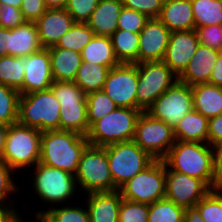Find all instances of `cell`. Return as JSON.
Segmentation results:
<instances>
[{
	"label": "cell",
	"instance_id": "cell-44",
	"mask_svg": "<svg viewBox=\"0 0 222 222\" xmlns=\"http://www.w3.org/2000/svg\"><path fill=\"white\" fill-rule=\"evenodd\" d=\"M122 3L123 7L143 13L148 18H158L164 0H122Z\"/></svg>",
	"mask_w": 222,
	"mask_h": 222
},
{
	"label": "cell",
	"instance_id": "cell-52",
	"mask_svg": "<svg viewBox=\"0 0 222 222\" xmlns=\"http://www.w3.org/2000/svg\"><path fill=\"white\" fill-rule=\"evenodd\" d=\"M9 55V29L0 27V57Z\"/></svg>",
	"mask_w": 222,
	"mask_h": 222
},
{
	"label": "cell",
	"instance_id": "cell-40",
	"mask_svg": "<svg viewBox=\"0 0 222 222\" xmlns=\"http://www.w3.org/2000/svg\"><path fill=\"white\" fill-rule=\"evenodd\" d=\"M149 204L136 203L122 198L118 221L119 222H148Z\"/></svg>",
	"mask_w": 222,
	"mask_h": 222
},
{
	"label": "cell",
	"instance_id": "cell-1",
	"mask_svg": "<svg viewBox=\"0 0 222 222\" xmlns=\"http://www.w3.org/2000/svg\"><path fill=\"white\" fill-rule=\"evenodd\" d=\"M88 145L86 136L72 131H44L41 133L39 162L75 176L81 155Z\"/></svg>",
	"mask_w": 222,
	"mask_h": 222
},
{
	"label": "cell",
	"instance_id": "cell-37",
	"mask_svg": "<svg viewBox=\"0 0 222 222\" xmlns=\"http://www.w3.org/2000/svg\"><path fill=\"white\" fill-rule=\"evenodd\" d=\"M50 89L60 106L87 105L86 94L74 81H54Z\"/></svg>",
	"mask_w": 222,
	"mask_h": 222
},
{
	"label": "cell",
	"instance_id": "cell-2",
	"mask_svg": "<svg viewBox=\"0 0 222 222\" xmlns=\"http://www.w3.org/2000/svg\"><path fill=\"white\" fill-rule=\"evenodd\" d=\"M163 161L171 170L198 178L214 189L213 148L208 143L176 140Z\"/></svg>",
	"mask_w": 222,
	"mask_h": 222
},
{
	"label": "cell",
	"instance_id": "cell-46",
	"mask_svg": "<svg viewBox=\"0 0 222 222\" xmlns=\"http://www.w3.org/2000/svg\"><path fill=\"white\" fill-rule=\"evenodd\" d=\"M26 22L20 8L13 7L9 4L0 5V27L14 29Z\"/></svg>",
	"mask_w": 222,
	"mask_h": 222
},
{
	"label": "cell",
	"instance_id": "cell-28",
	"mask_svg": "<svg viewBox=\"0 0 222 222\" xmlns=\"http://www.w3.org/2000/svg\"><path fill=\"white\" fill-rule=\"evenodd\" d=\"M110 38L120 63L138 64L139 33L117 29Z\"/></svg>",
	"mask_w": 222,
	"mask_h": 222
},
{
	"label": "cell",
	"instance_id": "cell-5",
	"mask_svg": "<svg viewBox=\"0 0 222 222\" xmlns=\"http://www.w3.org/2000/svg\"><path fill=\"white\" fill-rule=\"evenodd\" d=\"M41 133L19 123L10 125L1 160L16 173L20 169L34 167L40 159Z\"/></svg>",
	"mask_w": 222,
	"mask_h": 222
},
{
	"label": "cell",
	"instance_id": "cell-20",
	"mask_svg": "<svg viewBox=\"0 0 222 222\" xmlns=\"http://www.w3.org/2000/svg\"><path fill=\"white\" fill-rule=\"evenodd\" d=\"M86 204L89 211V222H119L118 214L121 204L119 190L93 192L88 195Z\"/></svg>",
	"mask_w": 222,
	"mask_h": 222
},
{
	"label": "cell",
	"instance_id": "cell-34",
	"mask_svg": "<svg viewBox=\"0 0 222 222\" xmlns=\"http://www.w3.org/2000/svg\"><path fill=\"white\" fill-rule=\"evenodd\" d=\"M93 36V30L86 23H74L70 30L59 39L57 44L49 48H63L81 53Z\"/></svg>",
	"mask_w": 222,
	"mask_h": 222
},
{
	"label": "cell",
	"instance_id": "cell-32",
	"mask_svg": "<svg viewBox=\"0 0 222 222\" xmlns=\"http://www.w3.org/2000/svg\"><path fill=\"white\" fill-rule=\"evenodd\" d=\"M60 108V130L86 136L90 129L87 119V105L60 106Z\"/></svg>",
	"mask_w": 222,
	"mask_h": 222
},
{
	"label": "cell",
	"instance_id": "cell-6",
	"mask_svg": "<svg viewBox=\"0 0 222 222\" xmlns=\"http://www.w3.org/2000/svg\"><path fill=\"white\" fill-rule=\"evenodd\" d=\"M33 173L35 176H32L34 182L33 188L35 191V196L45 204H51L50 208L53 205L60 207V205L73 199V196L77 194L76 189V178L73 174L58 169L49 167L42 163H37L33 167Z\"/></svg>",
	"mask_w": 222,
	"mask_h": 222
},
{
	"label": "cell",
	"instance_id": "cell-49",
	"mask_svg": "<svg viewBox=\"0 0 222 222\" xmlns=\"http://www.w3.org/2000/svg\"><path fill=\"white\" fill-rule=\"evenodd\" d=\"M212 148L214 189H222V144Z\"/></svg>",
	"mask_w": 222,
	"mask_h": 222
},
{
	"label": "cell",
	"instance_id": "cell-48",
	"mask_svg": "<svg viewBox=\"0 0 222 222\" xmlns=\"http://www.w3.org/2000/svg\"><path fill=\"white\" fill-rule=\"evenodd\" d=\"M207 143L211 147L222 144V114L209 118Z\"/></svg>",
	"mask_w": 222,
	"mask_h": 222
},
{
	"label": "cell",
	"instance_id": "cell-38",
	"mask_svg": "<svg viewBox=\"0 0 222 222\" xmlns=\"http://www.w3.org/2000/svg\"><path fill=\"white\" fill-rule=\"evenodd\" d=\"M89 127L97 120L117 109V105L102 90L86 94Z\"/></svg>",
	"mask_w": 222,
	"mask_h": 222
},
{
	"label": "cell",
	"instance_id": "cell-4",
	"mask_svg": "<svg viewBox=\"0 0 222 222\" xmlns=\"http://www.w3.org/2000/svg\"><path fill=\"white\" fill-rule=\"evenodd\" d=\"M141 113L140 109L135 108H117L110 112L90 126L86 135L89 145L105 147L133 140Z\"/></svg>",
	"mask_w": 222,
	"mask_h": 222
},
{
	"label": "cell",
	"instance_id": "cell-26",
	"mask_svg": "<svg viewBox=\"0 0 222 222\" xmlns=\"http://www.w3.org/2000/svg\"><path fill=\"white\" fill-rule=\"evenodd\" d=\"M208 121L194 109L189 111L174 128L175 140L207 143Z\"/></svg>",
	"mask_w": 222,
	"mask_h": 222
},
{
	"label": "cell",
	"instance_id": "cell-18",
	"mask_svg": "<svg viewBox=\"0 0 222 222\" xmlns=\"http://www.w3.org/2000/svg\"><path fill=\"white\" fill-rule=\"evenodd\" d=\"M74 23L72 16L65 8L47 9L35 22L41 46L43 48L55 46Z\"/></svg>",
	"mask_w": 222,
	"mask_h": 222
},
{
	"label": "cell",
	"instance_id": "cell-29",
	"mask_svg": "<svg viewBox=\"0 0 222 222\" xmlns=\"http://www.w3.org/2000/svg\"><path fill=\"white\" fill-rule=\"evenodd\" d=\"M110 68L93 63H81L74 82L85 94L101 91Z\"/></svg>",
	"mask_w": 222,
	"mask_h": 222
},
{
	"label": "cell",
	"instance_id": "cell-56",
	"mask_svg": "<svg viewBox=\"0 0 222 222\" xmlns=\"http://www.w3.org/2000/svg\"><path fill=\"white\" fill-rule=\"evenodd\" d=\"M9 4L13 7L20 8L22 0H0V5Z\"/></svg>",
	"mask_w": 222,
	"mask_h": 222
},
{
	"label": "cell",
	"instance_id": "cell-45",
	"mask_svg": "<svg viewBox=\"0 0 222 222\" xmlns=\"http://www.w3.org/2000/svg\"><path fill=\"white\" fill-rule=\"evenodd\" d=\"M196 32L200 44L222 50L221 25L198 27Z\"/></svg>",
	"mask_w": 222,
	"mask_h": 222
},
{
	"label": "cell",
	"instance_id": "cell-7",
	"mask_svg": "<svg viewBox=\"0 0 222 222\" xmlns=\"http://www.w3.org/2000/svg\"><path fill=\"white\" fill-rule=\"evenodd\" d=\"M76 184L87 194L118 190L112 179L104 147L88 145L83 151L75 174Z\"/></svg>",
	"mask_w": 222,
	"mask_h": 222
},
{
	"label": "cell",
	"instance_id": "cell-30",
	"mask_svg": "<svg viewBox=\"0 0 222 222\" xmlns=\"http://www.w3.org/2000/svg\"><path fill=\"white\" fill-rule=\"evenodd\" d=\"M25 69V57L1 56L0 84L17 90L22 95Z\"/></svg>",
	"mask_w": 222,
	"mask_h": 222
},
{
	"label": "cell",
	"instance_id": "cell-16",
	"mask_svg": "<svg viewBox=\"0 0 222 222\" xmlns=\"http://www.w3.org/2000/svg\"><path fill=\"white\" fill-rule=\"evenodd\" d=\"M170 34L171 31L158 18H150L139 33L138 64L163 60Z\"/></svg>",
	"mask_w": 222,
	"mask_h": 222
},
{
	"label": "cell",
	"instance_id": "cell-51",
	"mask_svg": "<svg viewBox=\"0 0 222 222\" xmlns=\"http://www.w3.org/2000/svg\"><path fill=\"white\" fill-rule=\"evenodd\" d=\"M209 84L222 87V50H220L216 63L211 71Z\"/></svg>",
	"mask_w": 222,
	"mask_h": 222
},
{
	"label": "cell",
	"instance_id": "cell-19",
	"mask_svg": "<svg viewBox=\"0 0 222 222\" xmlns=\"http://www.w3.org/2000/svg\"><path fill=\"white\" fill-rule=\"evenodd\" d=\"M219 52L217 49L199 44L197 51L190 59L183 73L178 77V80L190 86L209 83L211 71Z\"/></svg>",
	"mask_w": 222,
	"mask_h": 222
},
{
	"label": "cell",
	"instance_id": "cell-42",
	"mask_svg": "<svg viewBox=\"0 0 222 222\" xmlns=\"http://www.w3.org/2000/svg\"><path fill=\"white\" fill-rule=\"evenodd\" d=\"M99 0H69L66 10L75 23H86L97 8Z\"/></svg>",
	"mask_w": 222,
	"mask_h": 222
},
{
	"label": "cell",
	"instance_id": "cell-39",
	"mask_svg": "<svg viewBox=\"0 0 222 222\" xmlns=\"http://www.w3.org/2000/svg\"><path fill=\"white\" fill-rule=\"evenodd\" d=\"M195 206L205 222H222V189L210 190Z\"/></svg>",
	"mask_w": 222,
	"mask_h": 222
},
{
	"label": "cell",
	"instance_id": "cell-8",
	"mask_svg": "<svg viewBox=\"0 0 222 222\" xmlns=\"http://www.w3.org/2000/svg\"><path fill=\"white\" fill-rule=\"evenodd\" d=\"M104 148L113 183L117 189L155 160L133 140L111 144Z\"/></svg>",
	"mask_w": 222,
	"mask_h": 222
},
{
	"label": "cell",
	"instance_id": "cell-17",
	"mask_svg": "<svg viewBox=\"0 0 222 222\" xmlns=\"http://www.w3.org/2000/svg\"><path fill=\"white\" fill-rule=\"evenodd\" d=\"M24 84L22 95L50 89L54 82L48 48L25 57Z\"/></svg>",
	"mask_w": 222,
	"mask_h": 222
},
{
	"label": "cell",
	"instance_id": "cell-12",
	"mask_svg": "<svg viewBox=\"0 0 222 222\" xmlns=\"http://www.w3.org/2000/svg\"><path fill=\"white\" fill-rule=\"evenodd\" d=\"M191 110H193L192 88L190 85L177 80L154 101L146 112L174 129Z\"/></svg>",
	"mask_w": 222,
	"mask_h": 222
},
{
	"label": "cell",
	"instance_id": "cell-53",
	"mask_svg": "<svg viewBox=\"0 0 222 222\" xmlns=\"http://www.w3.org/2000/svg\"><path fill=\"white\" fill-rule=\"evenodd\" d=\"M183 222H205L196 206L185 208Z\"/></svg>",
	"mask_w": 222,
	"mask_h": 222
},
{
	"label": "cell",
	"instance_id": "cell-41",
	"mask_svg": "<svg viewBox=\"0 0 222 222\" xmlns=\"http://www.w3.org/2000/svg\"><path fill=\"white\" fill-rule=\"evenodd\" d=\"M149 19L143 13L123 7L118 18L117 29L140 33Z\"/></svg>",
	"mask_w": 222,
	"mask_h": 222
},
{
	"label": "cell",
	"instance_id": "cell-24",
	"mask_svg": "<svg viewBox=\"0 0 222 222\" xmlns=\"http://www.w3.org/2000/svg\"><path fill=\"white\" fill-rule=\"evenodd\" d=\"M191 88L195 111L208 119L222 114V87L204 83Z\"/></svg>",
	"mask_w": 222,
	"mask_h": 222
},
{
	"label": "cell",
	"instance_id": "cell-9",
	"mask_svg": "<svg viewBox=\"0 0 222 222\" xmlns=\"http://www.w3.org/2000/svg\"><path fill=\"white\" fill-rule=\"evenodd\" d=\"M166 164L154 160L147 168L136 174L118 190L125 200L152 204L165 198Z\"/></svg>",
	"mask_w": 222,
	"mask_h": 222
},
{
	"label": "cell",
	"instance_id": "cell-21",
	"mask_svg": "<svg viewBox=\"0 0 222 222\" xmlns=\"http://www.w3.org/2000/svg\"><path fill=\"white\" fill-rule=\"evenodd\" d=\"M158 19L171 32L195 29L191 0H164Z\"/></svg>",
	"mask_w": 222,
	"mask_h": 222
},
{
	"label": "cell",
	"instance_id": "cell-10",
	"mask_svg": "<svg viewBox=\"0 0 222 222\" xmlns=\"http://www.w3.org/2000/svg\"><path fill=\"white\" fill-rule=\"evenodd\" d=\"M178 76L161 60L138 64L137 109L146 112Z\"/></svg>",
	"mask_w": 222,
	"mask_h": 222
},
{
	"label": "cell",
	"instance_id": "cell-55",
	"mask_svg": "<svg viewBox=\"0 0 222 222\" xmlns=\"http://www.w3.org/2000/svg\"><path fill=\"white\" fill-rule=\"evenodd\" d=\"M47 9H63L66 8L69 0H43Z\"/></svg>",
	"mask_w": 222,
	"mask_h": 222
},
{
	"label": "cell",
	"instance_id": "cell-36",
	"mask_svg": "<svg viewBox=\"0 0 222 222\" xmlns=\"http://www.w3.org/2000/svg\"><path fill=\"white\" fill-rule=\"evenodd\" d=\"M21 94L0 84V122L8 126L18 123L19 99Z\"/></svg>",
	"mask_w": 222,
	"mask_h": 222
},
{
	"label": "cell",
	"instance_id": "cell-11",
	"mask_svg": "<svg viewBox=\"0 0 222 222\" xmlns=\"http://www.w3.org/2000/svg\"><path fill=\"white\" fill-rule=\"evenodd\" d=\"M133 141L155 160H163L175 144L174 129L162 120L142 112Z\"/></svg>",
	"mask_w": 222,
	"mask_h": 222
},
{
	"label": "cell",
	"instance_id": "cell-31",
	"mask_svg": "<svg viewBox=\"0 0 222 222\" xmlns=\"http://www.w3.org/2000/svg\"><path fill=\"white\" fill-rule=\"evenodd\" d=\"M61 205L62 207H52L47 210L36 212V220L39 222H89V211L87 206L83 209L82 206H76L71 203ZM82 207V208H81Z\"/></svg>",
	"mask_w": 222,
	"mask_h": 222
},
{
	"label": "cell",
	"instance_id": "cell-25",
	"mask_svg": "<svg viewBox=\"0 0 222 222\" xmlns=\"http://www.w3.org/2000/svg\"><path fill=\"white\" fill-rule=\"evenodd\" d=\"M54 81H74L82 63L81 53L63 48H48Z\"/></svg>",
	"mask_w": 222,
	"mask_h": 222
},
{
	"label": "cell",
	"instance_id": "cell-23",
	"mask_svg": "<svg viewBox=\"0 0 222 222\" xmlns=\"http://www.w3.org/2000/svg\"><path fill=\"white\" fill-rule=\"evenodd\" d=\"M42 48L34 22H26L14 29H9L10 56L26 57Z\"/></svg>",
	"mask_w": 222,
	"mask_h": 222
},
{
	"label": "cell",
	"instance_id": "cell-14",
	"mask_svg": "<svg viewBox=\"0 0 222 222\" xmlns=\"http://www.w3.org/2000/svg\"><path fill=\"white\" fill-rule=\"evenodd\" d=\"M210 190L202 180L175 172L166 165L165 198L176 205L193 207Z\"/></svg>",
	"mask_w": 222,
	"mask_h": 222
},
{
	"label": "cell",
	"instance_id": "cell-22",
	"mask_svg": "<svg viewBox=\"0 0 222 222\" xmlns=\"http://www.w3.org/2000/svg\"><path fill=\"white\" fill-rule=\"evenodd\" d=\"M123 8L122 0H99L86 24L96 36L110 37L116 30Z\"/></svg>",
	"mask_w": 222,
	"mask_h": 222
},
{
	"label": "cell",
	"instance_id": "cell-43",
	"mask_svg": "<svg viewBox=\"0 0 222 222\" xmlns=\"http://www.w3.org/2000/svg\"><path fill=\"white\" fill-rule=\"evenodd\" d=\"M17 173L10 168L4 161L0 160V200L1 201H7L8 203H14L13 200L10 201L9 197L10 195H13L12 193H18L17 190L18 186L16 185L14 180L12 178L16 175ZM15 175V176H13Z\"/></svg>",
	"mask_w": 222,
	"mask_h": 222
},
{
	"label": "cell",
	"instance_id": "cell-54",
	"mask_svg": "<svg viewBox=\"0 0 222 222\" xmlns=\"http://www.w3.org/2000/svg\"><path fill=\"white\" fill-rule=\"evenodd\" d=\"M8 129H9L8 125L0 122V160L3 157V151L5 147Z\"/></svg>",
	"mask_w": 222,
	"mask_h": 222
},
{
	"label": "cell",
	"instance_id": "cell-27",
	"mask_svg": "<svg viewBox=\"0 0 222 222\" xmlns=\"http://www.w3.org/2000/svg\"><path fill=\"white\" fill-rule=\"evenodd\" d=\"M82 62L93 63L110 69L120 64L117 60L111 38L108 36H96L81 51Z\"/></svg>",
	"mask_w": 222,
	"mask_h": 222
},
{
	"label": "cell",
	"instance_id": "cell-33",
	"mask_svg": "<svg viewBox=\"0 0 222 222\" xmlns=\"http://www.w3.org/2000/svg\"><path fill=\"white\" fill-rule=\"evenodd\" d=\"M195 30L198 27L222 25V3L219 0H191Z\"/></svg>",
	"mask_w": 222,
	"mask_h": 222
},
{
	"label": "cell",
	"instance_id": "cell-15",
	"mask_svg": "<svg viewBox=\"0 0 222 222\" xmlns=\"http://www.w3.org/2000/svg\"><path fill=\"white\" fill-rule=\"evenodd\" d=\"M199 39L195 29L173 31L163 58V62L179 77L197 51Z\"/></svg>",
	"mask_w": 222,
	"mask_h": 222
},
{
	"label": "cell",
	"instance_id": "cell-50",
	"mask_svg": "<svg viewBox=\"0 0 222 222\" xmlns=\"http://www.w3.org/2000/svg\"><path fill=\"white\" fill-rule=\"evenodd\" d=\"M13 204L0 201V222H24Z\"/></svg>",
	"mask_w": 222,
	"mask_h": 222
},
{
	"label": "cell",
	"instance_id": "cell-3",
	"mask_svg": "<svg viewBox=\"0 0 222 222\" xmlns=\"http://www.w3.org/2000/svg\"><path fill=\"white\" fill-rule=\"evenodd\" d=\"M60 103L51 89L21 95L18 123L40 132L60 130Z\"/></svg>",
	"mask_w": 222,
	"mask_h": 222
},
{
	"label": "cell",
	"instance_id": "cell-35",
	"mask_svg": "<svg viewBox=\"0 0 222 222\" xmlns=\"http://www.w3.org/2000/svg\"><path fill=\"white\" fill-rule=\"evenodd\" d=\"M185 208L166 198L149 204L148 222H183Z\"/></svg>",
	"mask_w": 222,
	"mask_h": 222
},
{
	"label": "cell",
	"instance_id": "cell-13",
	"mask_svg": "<svg viewBox=\"0 0 222 222\" xmlns=\"http://www.w3.org/2000/svg\"><path fill=\"white\" fill-rule=\"evenodd\" d=\"M138 64L120 63L107 74L102 91L118 108L137 109Z\"/></svg>",
	"mask_w": 222,
	"mask_h": 222
},
{
	"label": "cell",
	"instance_id": "cell-47",
	"mask_svg": "<svg viewBox=\"0 0 222 222\" xmlns=\"http://www.w3.org/2000/svg\"><path fill=\"white\" fill-rule=\"evenodd\" d=\"M21 13L27 22H36L47 10L43 0H22Z\"/></svg>",
	"mask_w": 222,
	"mask_h": 222
}]
</instances>
